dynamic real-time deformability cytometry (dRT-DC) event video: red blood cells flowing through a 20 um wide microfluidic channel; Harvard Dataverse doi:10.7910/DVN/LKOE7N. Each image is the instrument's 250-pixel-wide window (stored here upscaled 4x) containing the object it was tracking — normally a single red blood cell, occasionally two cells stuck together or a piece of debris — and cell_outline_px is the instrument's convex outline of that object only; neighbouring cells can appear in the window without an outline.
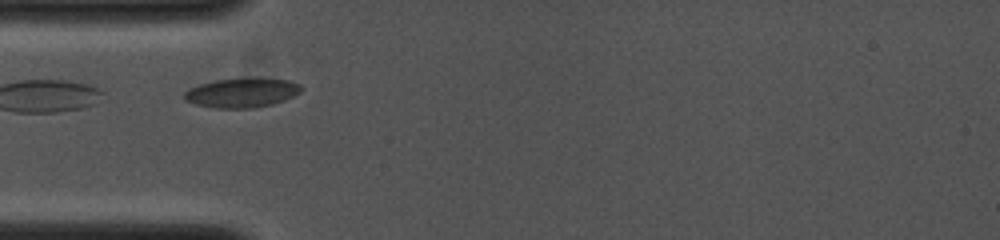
{"species": "common noctule bat (a hibernating species)", "species_latin": "Nyctalus noctula", "temperature_condition": "cold", "stored_images_in_passage": 15, "camera_frame_rate_fps": 4000, "um_per_image_px": 0.085, "animal": {"sex": "female", "body_mass_g": 19.0, "forearm_length_mm": 53.3}, "frame": {"image": 1, "passage_image": 1, "time_ms": 0.0, "image_size_px": [1000, 240], "cell_outline_px": [[304, 88], [300, 92], [284, 100], [272, 104], [252, 108], [212, 108], [196, 104], [184, 100], [184, 92], [200, 84], [216, 80], [248, 76], [264, 76], [288, 80], [300, 84]], "centroid_in_image_um": [20.61, 7.84], "position_along_channel_um": 64.4, "area_um2": 20.58}}
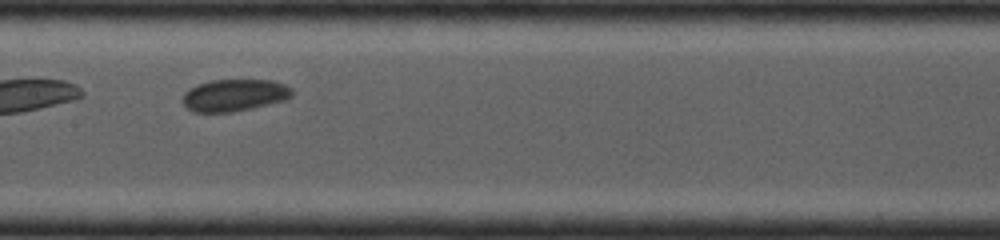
{"frame": {"image": 2, "passage_image": 7, "time_ms": 2.5, "image_size_px": [1000, 240], "cell_outline_px": [[292, 96], [284, 100], [252, 108], [228, 112], [196, 112], [188, 108], [184, 104], [184, 92], [200, 84], [212, 80], [272, 80], [284, 84], [292, 88]], "centroid_in_image_um": [19.96, 8.09], "position_along_channel_um": 187.4, "area_um2": 20.06}}